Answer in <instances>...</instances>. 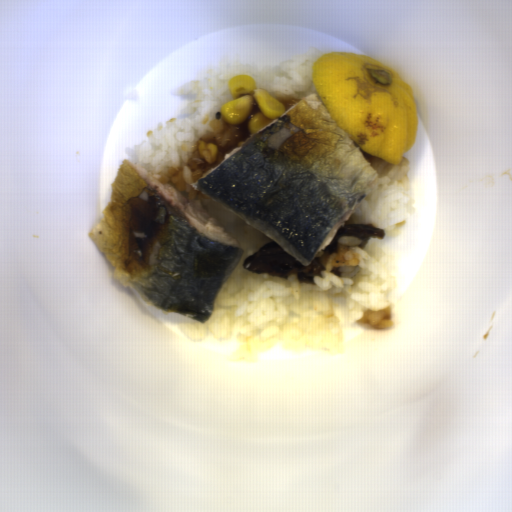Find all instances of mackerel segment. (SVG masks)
<instances>
[{
  "label": "mackerel segment",
  "instance_id": "mackerel-segment-1",
  "mask_svg": "<svg viewBox=\"0 0 512 512\" xmlns=\"http://www.w3.org/2000/svg\"><path fill=\"white\" fill-rule=\"evenodd\" d=\"M378 180L315 91L190 185L307 267Z\"/></svg>",
  "mask_w": 512,
  "mask_h": 512
},
{
  "label": "mackerel segment",
  "instance_id": "mackerel-segment-2",
  "mask_svg": "<svg viewBox=\"0 0 512 512\" xmlns=\"http://www.w3.org/2000/svg\"><path fill=\"white\" fill-rule=\"evenodd\" d=\"M104 217L87 238L115 267L114 279L144 304L205 323L239 270L247 246L200 200H189L139 164L124 159Z\"/></svg>",
  "mask_w": 512,
  "mask_h": 512
}]
</instances>
